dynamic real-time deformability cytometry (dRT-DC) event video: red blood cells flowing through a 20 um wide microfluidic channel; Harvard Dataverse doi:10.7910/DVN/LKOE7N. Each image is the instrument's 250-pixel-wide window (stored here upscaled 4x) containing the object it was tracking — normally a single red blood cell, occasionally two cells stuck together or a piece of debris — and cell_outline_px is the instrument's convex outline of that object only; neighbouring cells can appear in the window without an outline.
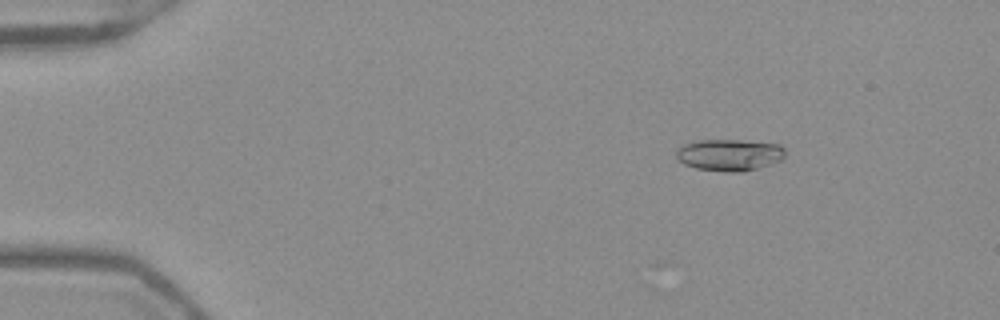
{"species": "Egyptian fruit bat (a non-hibernating species)", "species_latin": "Rousettus aegyptiacus", "temperature_condition": "warm", "stored_images_in_passage": 47, "camera_frame_rate_fps": 3000, "um_per_image_px": 0.085, "frame": {"image": 1, "passage_image": 2, "time_ms": 0.333, "image_size_px": [1000, 320], "cell_outline_px": [[784, 156], [780, 160], [772, 164], [744, 172], [724, 172], [696, 168], [684, 164], [676, 156], [676, 148], [684, 144], [700, 140], [740, 140], [780, 144], [784, 148]], "centroid_in_image_um": [62.0, 13.17], "position_along_channel_um": 23.0, "area_um2": 20.23}}
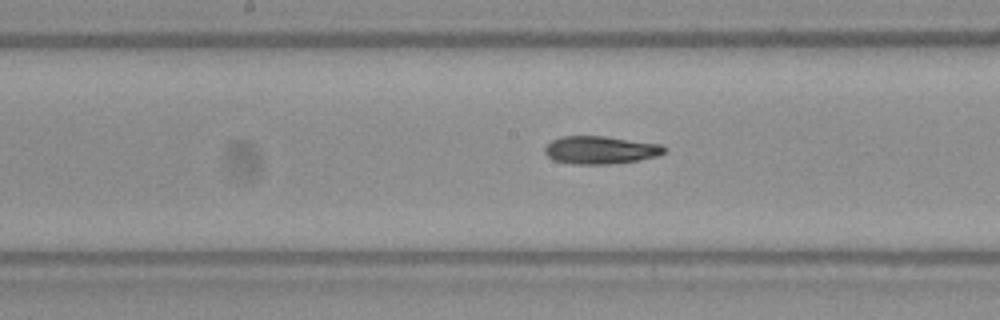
{"frame": {"image": 2, "passage_image": 22, "time_ms": 7.0, "image_size_px": [1000, 320], "cell_outline_px": [[668, 148], [660, 156], [636, 160], [608, 164], [568, 164], [552, 160], [544, 152], [544, 148], [552, 140], [560, 136], [604, 136], [664, 144]], "centroid_in_image_um": [51.05, 12.75], "position_along_channel_um": 197.1, "area_um2": 19.65}}
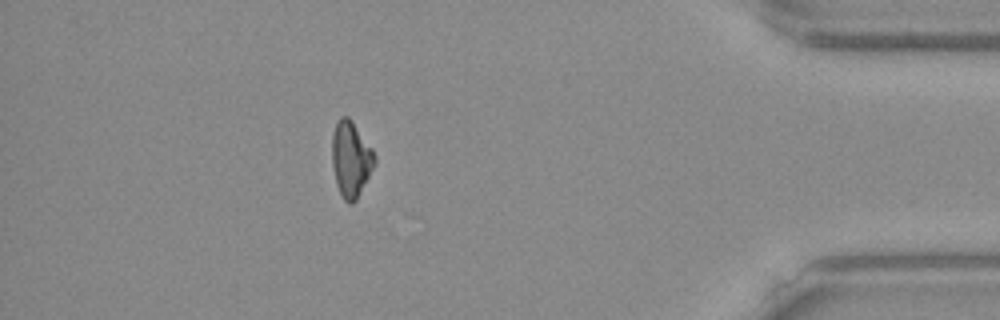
{"frame": {"image": 3, "passage_image": 41, "time_ms": 13.333, "image_size_px": [1000, 320], "cell_outline_px": [[376, 164], [356, 200], [352, 204], [348, 204], [344, 200], [336, 184], [332, 164], [332, 132], [340, 116], [348, 116], [372, 148], [376, 156]], "centroid_in_image_um": [29.83, 13.53], "position_along_channel_um": 405.4, "area_um2": 18.84}, "authors_computed_cell_mechanics": {"area_um2": 19.5364, "velocity_mm_per_s": 3.9553, "shape_relaxation_time_tau1_ms": null, "shape_relaxation_time_tau2_ms": 3.7039, "deformation_change_tau1": null, "deformation_change_tau2": 0.1179}}